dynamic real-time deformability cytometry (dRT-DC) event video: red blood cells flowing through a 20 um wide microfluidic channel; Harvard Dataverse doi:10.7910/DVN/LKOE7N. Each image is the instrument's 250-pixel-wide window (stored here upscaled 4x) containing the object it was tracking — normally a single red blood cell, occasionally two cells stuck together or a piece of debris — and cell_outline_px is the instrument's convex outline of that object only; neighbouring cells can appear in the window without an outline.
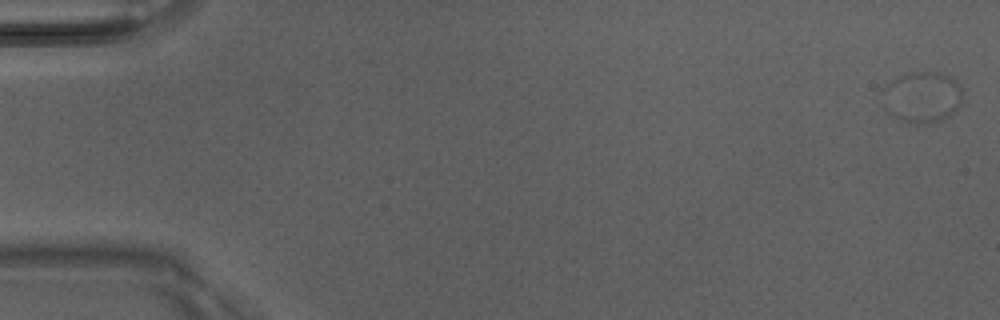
{"species": "Egyptian fruit bat (a non-hibernating species)", "species_latin": "Rousettus aegyptiacus", "temperature_condition": "room temperature", "stored_images_in_passage": 2, "camera_frame_rate_fps": 3000, "um_per_image_px": 0.085, "animal": {"sex": "male"}, "frame": {"image": 1, "passage_image": 1, "time_ms": 0.0, "image_size_px": [1000, 320], "cell_outline_px": [[960, 104], [948, 116], [940, 120], [928, 124], [908, 124], [892, 120], [884, 112], [880, 92], [880, 88], [884, 84], [896, 76], [908, 72], [936, 72], [948, 76], [960, 84]], "centroid_in_image_um": [78.21, 8.28], "position_along_channel_um": 6.8, "area_um2": 24.85}}